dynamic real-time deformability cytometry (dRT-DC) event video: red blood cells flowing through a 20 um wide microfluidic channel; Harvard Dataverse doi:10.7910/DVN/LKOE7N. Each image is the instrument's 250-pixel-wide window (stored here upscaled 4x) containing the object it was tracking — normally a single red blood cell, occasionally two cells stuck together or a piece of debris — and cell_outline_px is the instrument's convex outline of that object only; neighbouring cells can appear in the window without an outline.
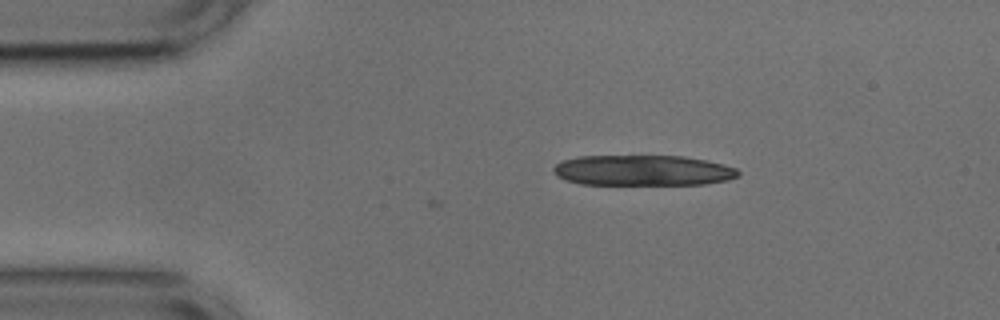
{"species": "common noctule bat (a hibernating species)", "species_latin": "Nyctalus noctula", "temperature_condition": "cold", "stored_images_in_passage": 3, "camera_frame_rate_fps": 3000, "um_per_image_px": 0.085, "animal": {"sex": "male", "body_mass_g": 17.9, "forearm_length_mm": 54.2}, "frame": {"image": 1, "passage_image": 1, "time_ms": 0.0, "image_size_px": [1000, 320], "cell_outline_px": [[740, 176], [728, 180], [704, 184], [580, 184], [564, 180], [556, 176], [552, 172], [552, 168], [556, 164], [564, 160], [580, 156], [684, 156], [708, 160], [724, 164], [736, 168], [740, 172]], "centroid_in_image_um": [54.65, 14.48], "position_along_channel_um": 30.4, "area_um2": 33.12}}